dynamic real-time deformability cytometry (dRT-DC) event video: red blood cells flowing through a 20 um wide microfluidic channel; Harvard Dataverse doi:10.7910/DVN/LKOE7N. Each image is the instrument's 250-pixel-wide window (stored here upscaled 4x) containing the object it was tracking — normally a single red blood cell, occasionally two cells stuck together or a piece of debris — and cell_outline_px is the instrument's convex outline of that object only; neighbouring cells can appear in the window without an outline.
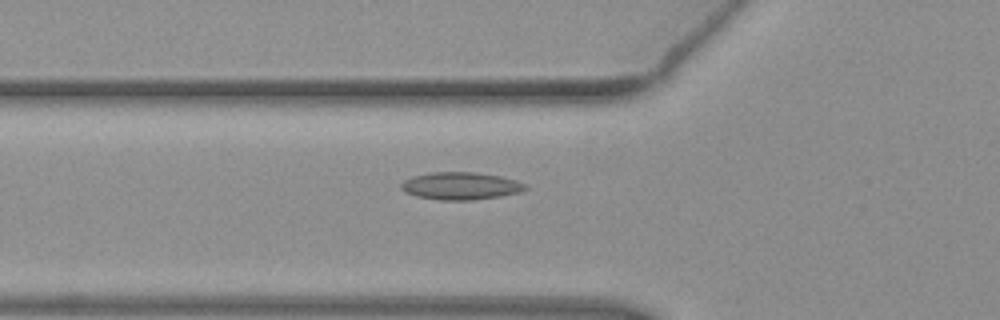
{"species": "common noctule bat (a hibernating species)", "species_latin": "Nyctalus noctula", "temperature_condition": "warm", "stored_images_in_passage": 35, "camera_frame_rate_fps": 3000, "um_per_image_px": 0.085, "animal": {"sex": "female", "body_mass_g": 19.3, "forearm_length_mm": 54.1}, "frame": {"image": 1, "passage_image": 5, "time_ms": 1.333, "image_size_px": [1000, 320], "cell_outline_px": [[528, 188], [520, 192], [500, 196], [472, 200], [440, 200], [416, 196], [404, 192], [400, 188], [400, 184], [404, 180], [412, 176], [432, 172], [476, 172], [500, 176], [516, 180], [524, 184]], "centroid_in_image_um": [39.12, 15.8], "position_along_channel_um": 86.7, "area_um2": 19.94}}
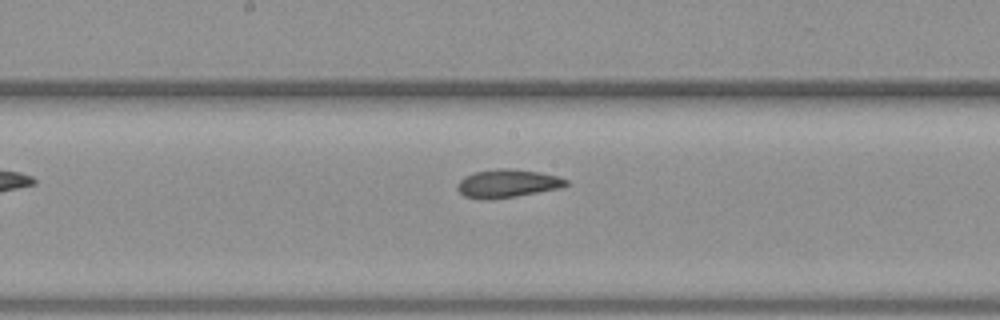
{"frame": {"image": 2, "passage_image": 14, "time_ms": 4.333, "image_size_px": [1000, 320], "cell_outline_px": [[568, 184], [560, 188], [516, 196], [484, 200], [464, 196], [456, 188], [456, 184], [464, 176], [476, 172], [504, 168], [508, 168], [540, 172], [560, 176], [568, 180]], "centroid_in_image_um": [43.13, 15.59], "position_along_channel_um": 205.1, "area_um2": 17.8}}
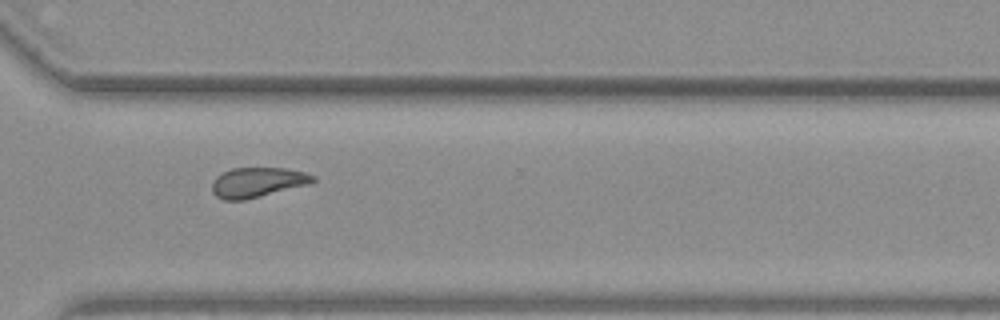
{"frame": {"image": 3, "passage_image": 25, "time_ms": 8.0, "image_size_px": [1000, 320], "cell_outline_px": [[316, 180], [312, 184], [244, 200], [224, 200], [216, 196], [212, 192], [212, 180], [216, 176], [232, 168], [284, 168], [304, 172], [316, 176]], "centroid_in_image_um": [21.91, 15.5], "position_along_channel_um": 348.7, "area_um2": 17.74}}